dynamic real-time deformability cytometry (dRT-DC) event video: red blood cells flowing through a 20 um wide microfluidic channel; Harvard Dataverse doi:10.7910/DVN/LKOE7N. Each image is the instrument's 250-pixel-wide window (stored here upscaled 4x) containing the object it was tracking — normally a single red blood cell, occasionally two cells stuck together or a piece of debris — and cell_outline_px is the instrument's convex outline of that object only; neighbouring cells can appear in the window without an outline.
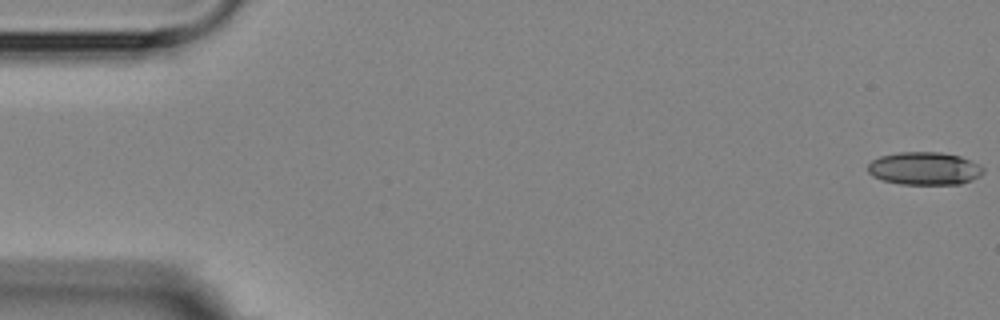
{"species": "Egyptian fruit bat (a non-hibernating species)", "species_latin": "Rousettus aegyptiacus", "temperature_condition": "room temperature", "stored_images_in_passage": 3, "camera_frame_rate_fps": 3000, "um_per_image_px": 0.085, "animal": {"sex": "female"}, "frame": {"image": 1, "passage_image": 1, "time_ms": 0.0, "image_size_px": [1000, 320], "cell_outline_px": [[984, 172], [980, 176], [972, 180], [960, 184], [900, 184], [884, 180], [872, 176], [868, 172], [868, 164], [872, 160], [880, 156], [896, 152], [940, 152], [960, 156], [984, 168]], "centroid_in_image_um": [78.56, 14.32], "position_along_channel_um": 6.4, "area_um2": 22.08}}